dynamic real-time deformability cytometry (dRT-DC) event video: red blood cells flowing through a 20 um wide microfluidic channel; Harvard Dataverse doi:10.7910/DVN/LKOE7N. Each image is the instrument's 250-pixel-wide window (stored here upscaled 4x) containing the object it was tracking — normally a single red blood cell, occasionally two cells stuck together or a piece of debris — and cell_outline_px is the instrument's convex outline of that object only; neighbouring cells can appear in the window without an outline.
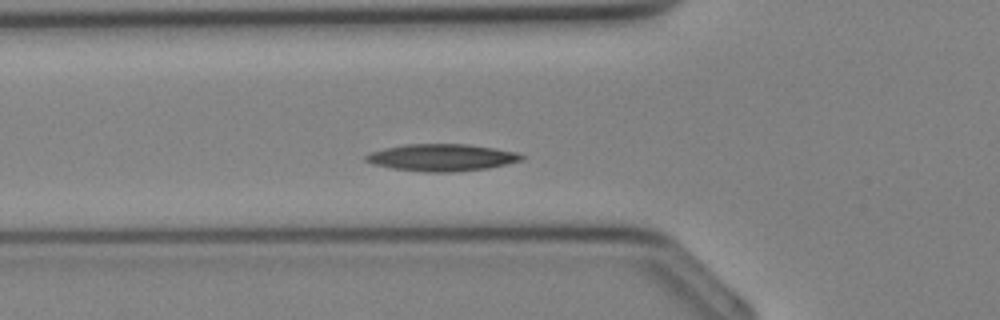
{"species": "Egyptian fruit bat (a non-hibernating species)", "species_latin": "Rousettus aegyptiacus", "temperature_condition": "cold", "stored_images_in_passage": 27, "camera_frame_rate_fps": 3000, "um_per_image_px": 0.085, "animal": {"sex": "female"}, "frame": {"image": 1, "passage_image": 3, "time_ms": 0.667, "image_size_px": [1000, 320], "cell_outline_px": [[524, 160], [488, 168], [452, 172], [424, 172], [392, 168], [372, 164], [364, 160], [364, 156], [372, 152], [384, 148], [404, 144], [468, 144], [496, 148], [516, 152], [524, 156]], "centroid_in_image_um": [37.55, 13.39], "position_along_channel_um": 88.3, "area_um2": 24.62}}
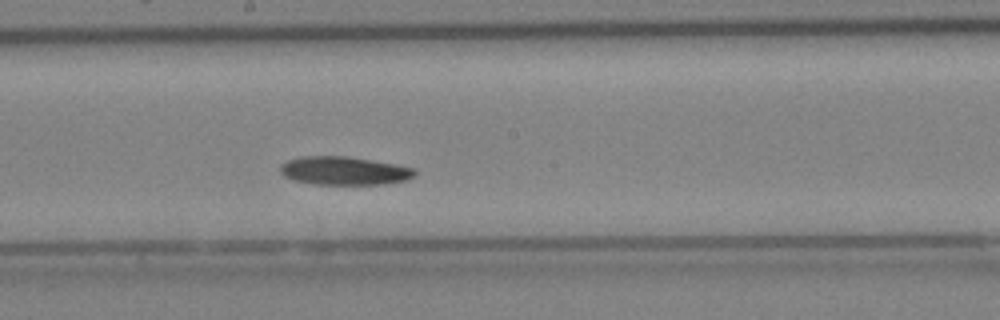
{"frame": {"image": 2, "passage_image": 10, "time_ms": 3.0, "image_size_px": [1000, 320], "cell_outline_px": [[416, 176], [408, 180], [380, 184], [316, 184], [296, 180], [284, 176], [280, 172], [280, 164], [288, 160], [304, 156], [344, 156], [396, 164], [416, 168]], "centroid_in_image_um": [29.29, 14.51], "position_along_channel_um": 218.9, "area_um2": 22.14}}
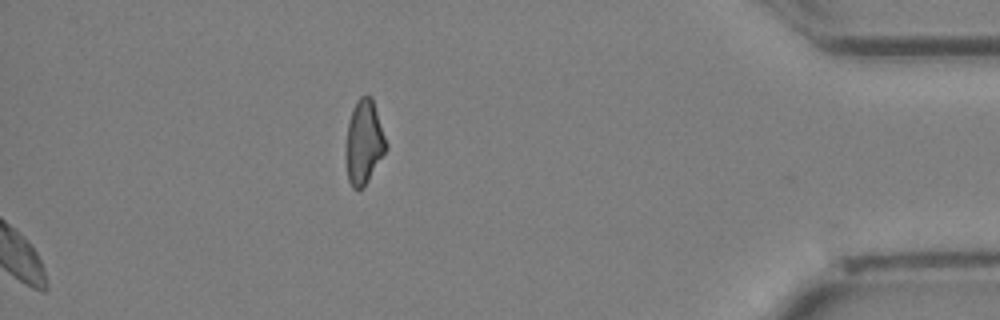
{"frame": {"image": 3, "passage_image": 27, "time_ms": 8.667, "image_size_px": [1000, 320], "cell_outline_px": [[388, 148], [368, 180], [360, 188], [352, 188], [348, 180], [344, 156], [348, 120], [352, 108], [356, 100], [360, 96], [372, 96], [388, 144]], "centroid_in_image_um": [30.92, 12.05], "position_along_channel_um": 404.3, "area_um2": 20.06}}